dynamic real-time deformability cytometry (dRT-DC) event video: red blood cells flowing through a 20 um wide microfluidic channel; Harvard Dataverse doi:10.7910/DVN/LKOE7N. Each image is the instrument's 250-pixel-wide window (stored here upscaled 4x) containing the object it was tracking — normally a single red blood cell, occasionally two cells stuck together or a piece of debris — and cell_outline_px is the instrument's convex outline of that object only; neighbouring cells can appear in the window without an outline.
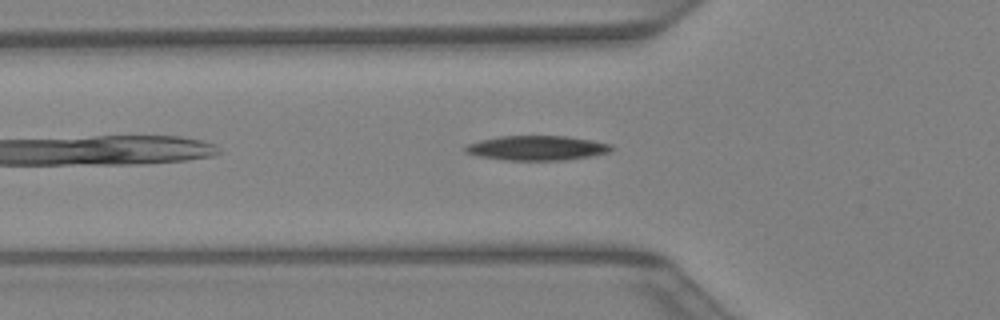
{"species": "Egyptian fruit bat (a non-hibernating species)", "species_latin": "Rousettus aegyptiacus", "temperature_condition": "warm", "stored_images_in_passage": 28, "camera_frame_rate_fps": 3000, "um_per_image_px": 0.085, "animal": {"sex": "female"}, "frame": {"image": 1, "passage_image": 5, "time_ms": 1.333, "image_size_px": [1000, 320], "cell_outline_px": [[612, 148], [608, 152], [592, 156], [564, 160], [504, 160], [476, 156], [464, 152], [464, 148], [468, 144], [480, 140], [500, 136], [568, 136], [592, 140], [612, 144]], "centroid_in_image_um": [45.61, 12.58], "position_along_channel_um": 80.2, "area_um2": 21.04}}
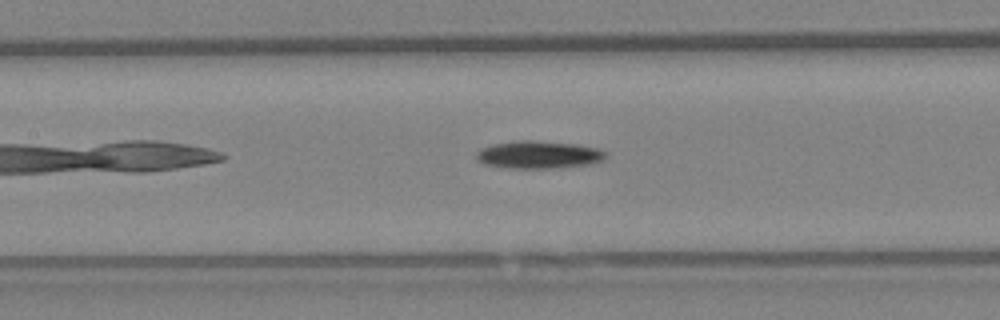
{"frame": {"image": 2, "passage_image": 10, "time_ms": 3.0, "image_size_px": [1000, 320], "cell_outline_px": [[608, 156], [600, 160], [588, 164], [556, 168], [508, 168], [484, 164], [476, 160], [476, 152], [484, 148], [496, 144], [516, 140], [532, 140], [576, 144], [600, 148]], "centroid_in_image_um": [45.78, 13.15], "position_along_channel_um": 161.6, "area_um2": 20.69}}
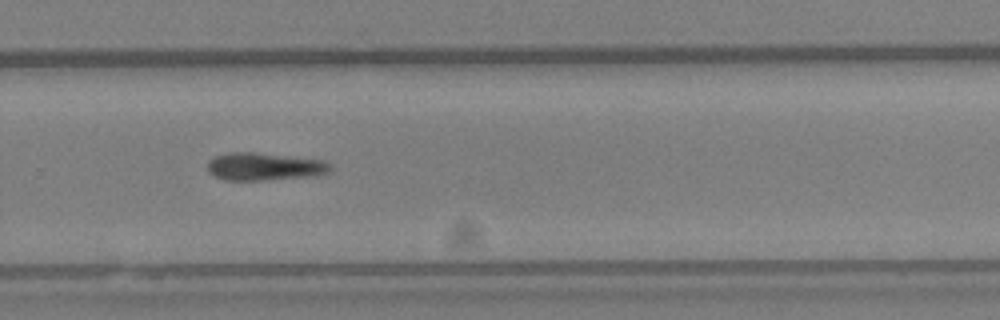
{"frame": {"image": 3, "passage_image": 19, "time_ms": 6.0, "image_size_px": [1000, 320], "cell_outline_px": [[332, 168], [328, 172], [312, 176], [264, 180], [224, 180], [208, 172], [208, 160], [216, 156], [228, 152], [256, 152], [328, 160], [332, 164]], "centroid_in_image_um": [22.51, 14.14], "position_along_channel_um": 307.3, "area_um2": 20.06}}